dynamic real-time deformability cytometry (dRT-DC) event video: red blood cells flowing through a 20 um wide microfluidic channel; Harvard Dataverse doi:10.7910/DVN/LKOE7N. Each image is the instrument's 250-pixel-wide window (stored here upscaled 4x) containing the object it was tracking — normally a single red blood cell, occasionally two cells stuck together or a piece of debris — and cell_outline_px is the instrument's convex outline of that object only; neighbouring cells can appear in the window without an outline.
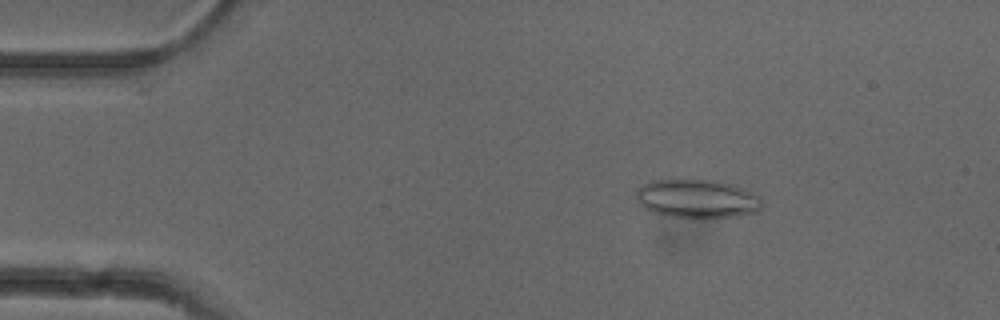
{"species": "common noctule bat (a hibernating species)", "species_latin": "Nyctalus noctula", "temperature_condition": "cold", "stored_images_in_passage": 50, "camera_frame_rate_fps": 3000, "um_per_image_px": 0.085, "animal": {"sex": "female"}, "frame": {"image": 1, "passage_image": 7, "time_ms": 2.0, "image_size_px": [1000, 320], "cell_outline_px": [[760, 208], [756, 212], [736, 216], [704, 220], [660, 216], [644, 208], [636, 200], [636, 188], [652, 180], [716, 180], [732, 184], [760, 196]], "centroid_in_image_um": [59.2, 16.93], "position_along_channel_um": 25.8, "area_um2": 29.02}}
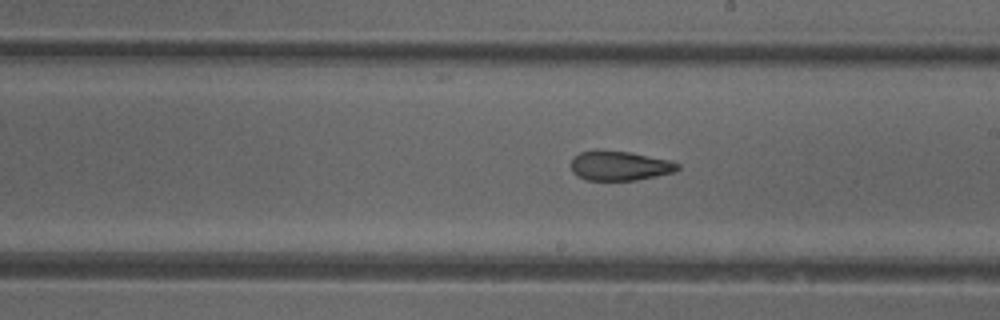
{"frame": {"image": 2, "passage_image": 28, "time_ms": 9.0, "image_size_px": [1000, 320], "cell_outline_px": [[680, 168], [676, 172], [636, 180], [588, 180], [576, 176], [572, 172], [568, 164], [572, 156], [580, 152], [596, 148], [600, 148], [632, 152], [672, 160], [680, 164]], "centroid_in_image_um": [52.62, 14.05], "position_along_channel_um": 236.4, "area_um2": 19.25}}
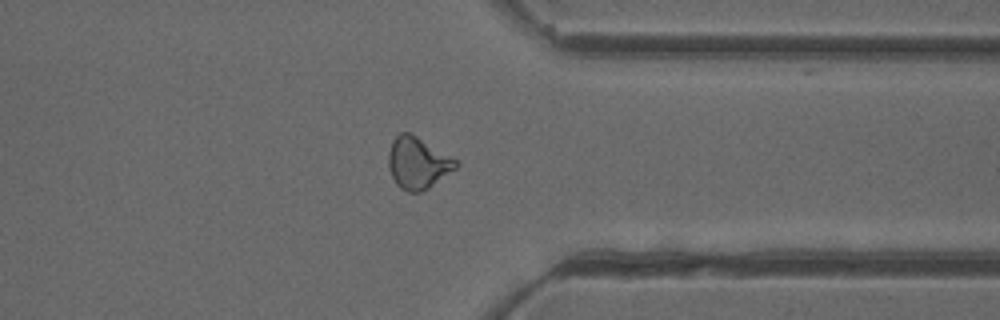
{"frame": {"image": 3, "passage_image": 39, "time_ms": 12.667, "image_size_px": [1000, 320], "cell_outline_px": [[460, 164], [456, 168], [428, 188], [420, 192], [408, 192], [400, 188], [396, 184], [388, 168], [388, 152], [392, 140], [400, 132], [408, 132], [416, 136], [456, 160]], "centroid_in_image_um": [35.47, 13.86], "position_along_channel_um": 375.9, "area_um2": 20.06}, "authors_computed_cell_mechanics": {"area_um2": 20.1144, "velocity_mm_per_s": 3.9441, "shape_relaxation_time_tau1_ms": null, "shape_relaxation_time_tau2_ms": 2.728, "deformation_change_tau1": null, "deformation_change_tau2": 0.1057}}